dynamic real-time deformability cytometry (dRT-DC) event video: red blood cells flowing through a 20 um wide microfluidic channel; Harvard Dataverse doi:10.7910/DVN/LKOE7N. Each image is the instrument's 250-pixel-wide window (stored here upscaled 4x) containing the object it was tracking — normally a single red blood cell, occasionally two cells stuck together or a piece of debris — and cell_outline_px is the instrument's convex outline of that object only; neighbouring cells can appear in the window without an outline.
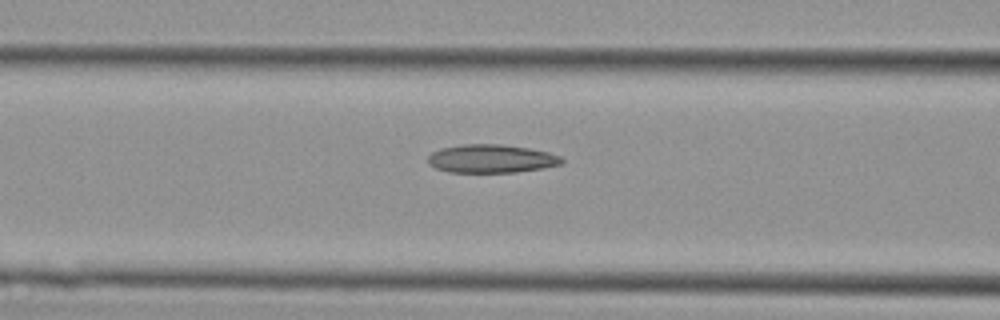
{"species": "Egyptian fruit bat (a non-hibernating species)", "species_latin": "Rousettus aegyptiacus", "temperature_condition": "cold", "stored_images_in_passage": 6, "camera_frame_rate_fps": 3000, "um_per_image_px": 0.085, "animal": {"sex": "female"}, "frame": {"image": 1, "passage_image": 5, "time_ms": 1.333, "image_size_px": [1000, 320], "cell_outline_px": [[564, 164], [516, 172], [448, 172], [436, 168], [428, 164], [428, 156], [432, 152], [440, 148], [464, 144], [500, 144], [528, 148], [548, 152], [560, 156], [564, 160]], "centroid_in_image_um": [41.75, 13.48], "position_along_channel_um": 124.9, "area_um2": 22.08}}